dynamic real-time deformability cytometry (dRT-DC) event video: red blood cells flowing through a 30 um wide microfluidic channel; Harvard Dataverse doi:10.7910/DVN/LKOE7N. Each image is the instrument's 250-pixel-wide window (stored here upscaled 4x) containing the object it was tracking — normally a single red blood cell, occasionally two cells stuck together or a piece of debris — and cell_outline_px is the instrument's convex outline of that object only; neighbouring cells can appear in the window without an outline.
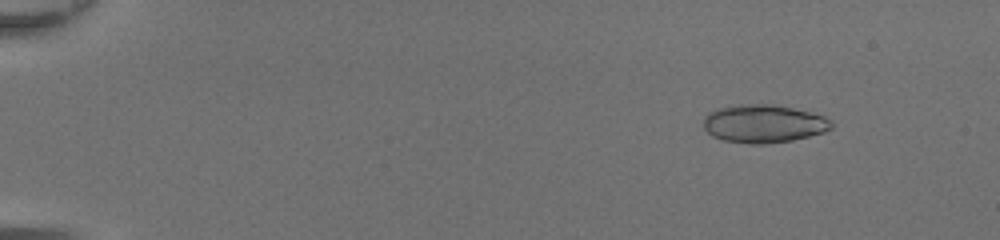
{"species": "common noctule bat (a hibernating species)", "species_latin": "Nyctalus noctula", "temperature_condition": "room temperature", "stored_images_in_passage": 49, "segment_of_instrument_passage": [1, 2], "camera_frame_rate_fps": 3000, "um_per_image_px": 0.085, "animal": {"sex": "female", "body_mass_g": 20.0, "forearm_length_mm": 54.0}, "frame": {"image": 1, "passage_image": 7, "time_ms": 2.0, "image_size_px": [1000, 240], "cell_outline_px": [[832, 128], [824, 132], [792, 140], [764, 144], [752, 144], [724, 140], [712, 136], [704, 128], [704, 116], [708, 112], [716, 108], [740, 104], [776, 104], [824, 116], [832, 120]], "centroid_in_image_um": [64.89, 10.5], "position_along_channel_um": 20.1, "area_um2": 28.44}}
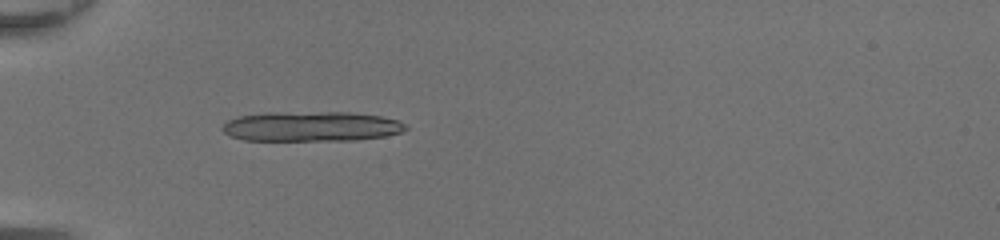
{"frame": {"image": 2, "passage_image": 18, "time_ms": 5.667, "image_size_px": [1000, 240], "cell_outline_px": [[408, 128], [400, 132], [384, 136], [356, 140], [244, 140], [232, 136], [224, 132], [220, 128], [228, 120], [240, 116], [264, 112], [352, 112], [380, 116], [400, 120], [408, 124]], "centroid_in_image_um": [26.49, 10.73], "position_along_channel_um": 58.5, "area_um2": 32.14}}